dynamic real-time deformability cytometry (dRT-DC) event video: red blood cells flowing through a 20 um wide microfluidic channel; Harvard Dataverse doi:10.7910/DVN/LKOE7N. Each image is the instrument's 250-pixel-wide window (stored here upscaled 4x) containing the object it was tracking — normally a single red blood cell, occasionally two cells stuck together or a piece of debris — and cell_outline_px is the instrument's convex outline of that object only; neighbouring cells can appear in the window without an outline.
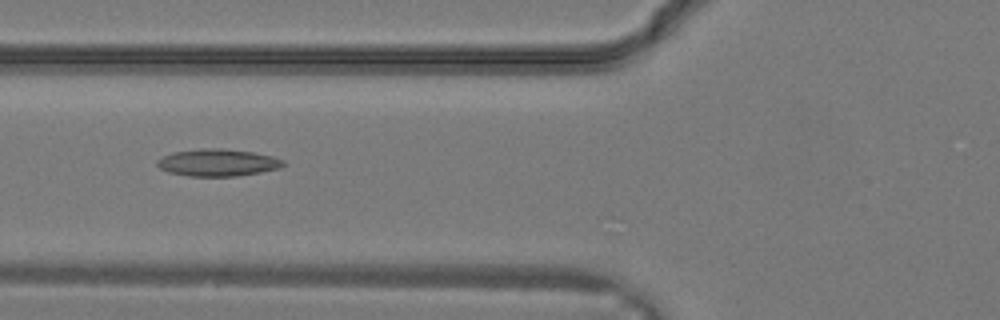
{"species": "common noctule bat (a hibernating species)", "species_latin": "Nyctalus noctula", "temperature_condition": "warm", "stored_images_in_passage": 31, "camera_frame_rate_fps": 3000, "um_per_image_px": 0.085, "animal": {"sex": "male", "body_mass_g": 19.2, "forearm_length_mm": 51.8}, "frame": {"image": 1, "passage_image": 12, "time_ms": 3.667, "image_size_px": [1000, 320], "cell_outline_px": [[288, 164], [280, 168], [260, 172], [236, 176], [188, 176], [168, 172], [160, 168], [156, 164], [156, 160], [172, 152], [208, 148], [220, 148], [252, 152], [272, 156], [284, 160]], "centroid_in_image_um": [18.52, 13.82], "position_along_channel_um": 107.3, "area_um2": 19.94}}
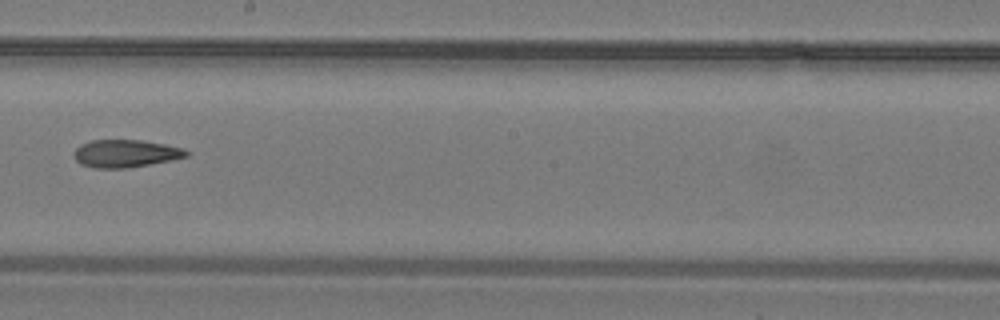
{"frame": {"image": 2, "passage_image": 18, "time_ms": 5.667, "image_size_px": [1000, 320], "cell_outline_px": [[188, 156], [128, 168], [92, 168], [80, 164], [72, 156], [76, 148], [80, 144], [92, 140], [144, 140], [184, 148], [188, 152]], "centroid_in_image_um": [10.62, 13.04], "position_along_channel_um": 237.6, "area_um2": 18.09}}
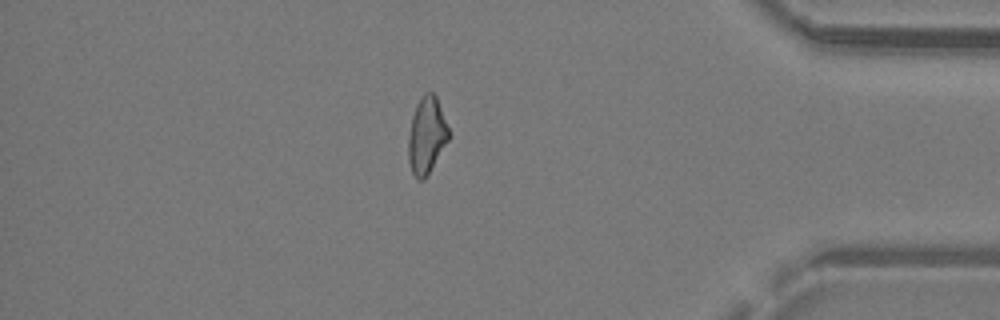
{"frame": {"image": 3, "passage_image": 27, "time_ms": 8.667, "image_size_px": [1000, 320], "cell_outline_px": [[448, 140], [424, 180], [416, 180], [412, 172], [408, 160], [408, 136], [412, 116], [416, 104], [424, 92], [432, 92], [436, 96], [448, 128]], "centroid_in_image_um": [36.23, 11.51], "position_along_channel_um": 399.0, "area_um2": 17.8}}